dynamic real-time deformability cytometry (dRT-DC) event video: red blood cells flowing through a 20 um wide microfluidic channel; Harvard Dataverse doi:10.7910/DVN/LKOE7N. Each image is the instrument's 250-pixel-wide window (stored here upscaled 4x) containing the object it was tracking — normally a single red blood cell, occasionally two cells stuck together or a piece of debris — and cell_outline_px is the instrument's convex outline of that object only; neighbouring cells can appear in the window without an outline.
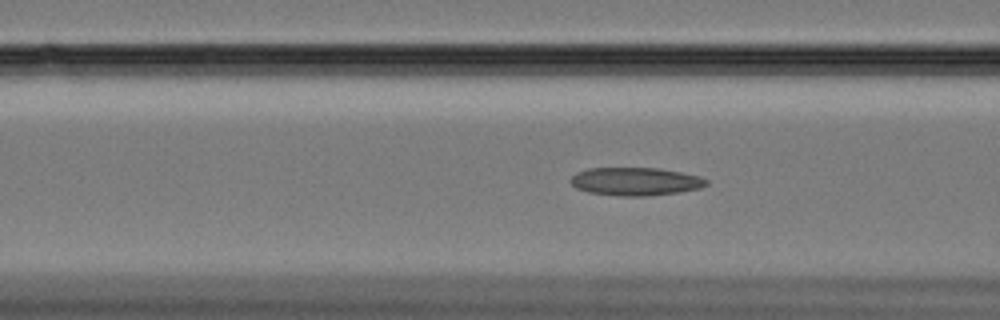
{"species": "Egyptian fruit bat (a non-hibernating species)", "species_latin": "Rousettus aegyptiacus", "temperature_condition": "cold", "stored_images_in_passage": 59, "camera_frame_rate_fps": 3000, "um_per_image_px": 0.085, "animal": {"sex": "female"}, "frame": {"image": 1, "passage_image": 23, "time_ms": 7.333, "image_size_px": [1000, 320], "cell_outline_px": [[708, 184], [700, 188], [680, 192], [648, 196], [616, 196], [588, 192], [576, 188], [568, 180], [576, 172], [588, 168], [656, 168], [680, 172], [700, 176], [708, 180]], "centroid_in_image_um": [53.99, 15.43], "position_along_channel_um": 112.6, "area_um2": 22.37}}
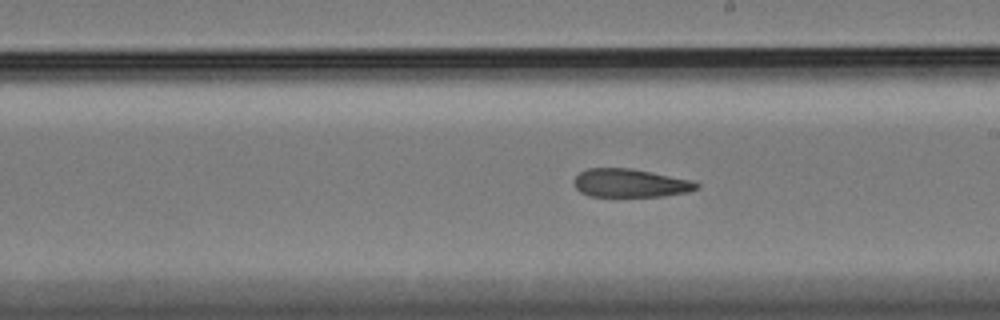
{"frame": {"image": 2, "passage_image": 34, "time_ms": 11.0, "image_size_px": [1000, 320], "cell_outline_px": [[700, 188], [688, 192], [664, 196], [588, 196], [580, 192], [576, 188], [576, 176], [580, 172], [588, 168], [632, 168], [692, 180], [700, 184]], "centroid_in_image_um": [53.62, 15.56], "position_along_channel_um": 235.4, "area_um2": 20.23}}
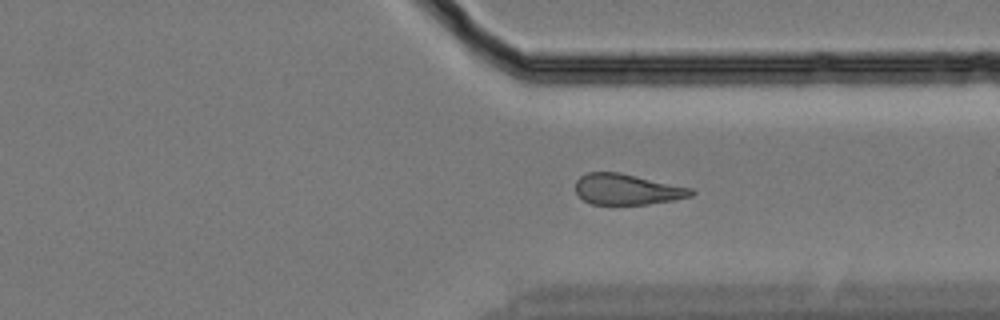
{"frame": {"image": 3, "passage_image": 45, "time_ms": 14.667, "image_size_px": [1000, 320], "cell_outline_px": [[696, 192], [692, 196], [672, 200], [648, 204], [592, 204], [584, 200], [576, 192], [576, 180], [580, 176], [588, 172], [620, 172], [692, 188]], "centroid_in_image_um": [53.31, 16.08], "position_along_channel_um": 358.1, "area_um2": 20.69}}